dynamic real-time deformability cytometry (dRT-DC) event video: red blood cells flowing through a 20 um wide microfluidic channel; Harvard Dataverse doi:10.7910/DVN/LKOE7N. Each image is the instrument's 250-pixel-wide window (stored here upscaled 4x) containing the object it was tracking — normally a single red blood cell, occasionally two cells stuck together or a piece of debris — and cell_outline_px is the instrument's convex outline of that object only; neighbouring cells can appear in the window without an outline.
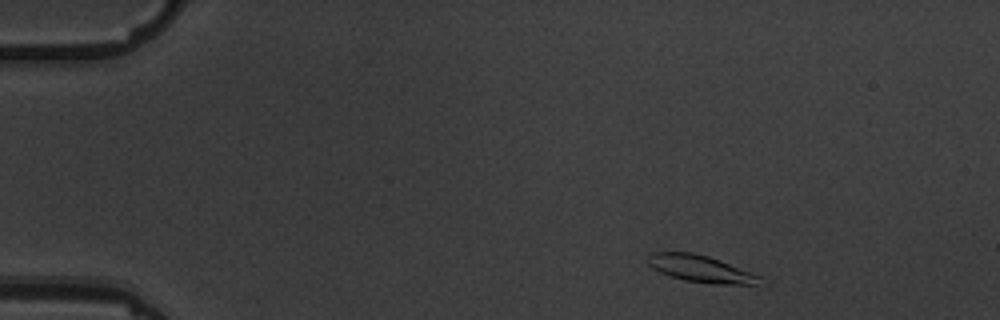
{"species": "common noctule bat (a hibernating species)", "species_latin": "Nyctalus noctula", "temperature_condition": "warm", "stored_images_in_passage": 7, "camera_frame_rate_fps": 3000, "um_per_image_px": 0.085, "animal": {"sex": "male", "body_mass_g": 19.5, "forearm_length_mm": 54.6}, "frame": {"image": 1, "passage_image": 2, "time_ms": 1.0, "image_size_px": [1000, 320], "cell_outline_px": [[764, 276], [756, 284], [712, 284], [684, 280], [660, 272], [652, 268], [648, 264], [648, 256], [652, 252], [692, 252], [708, 256], [720, 260]], "centroid_in_image_um": [59.57, 22.84], "position_along_channel_um": 25.4, "area_um2": 17.57}}
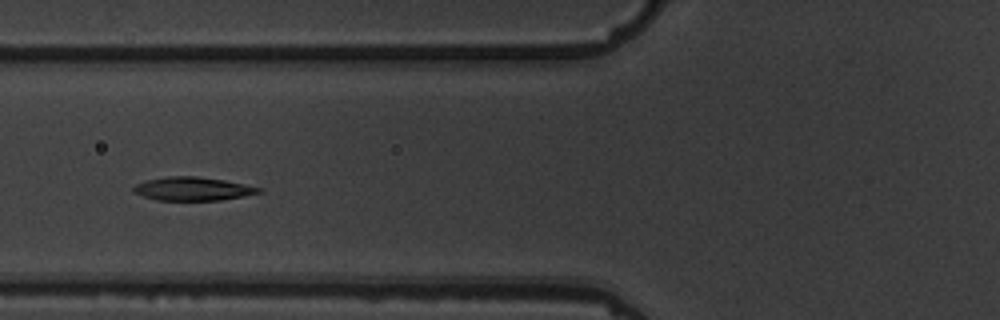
{"frame": {"image": 2, "passage_image": 6, "time_ms": 5.667, "image_size_px": [1000, 320], "cell_outline_px": [[264, 192], [244, 196], [220, 200], [156, 200], [132, 192], [132, 188], [136, 184], [148, 180], [168, 176], [196, 176], [224, 180], [264, 188]], "centroid_in_image_um": [16.42, 16.05], "position_along_channel_um": 109.4, "area_um2": 17.17}}
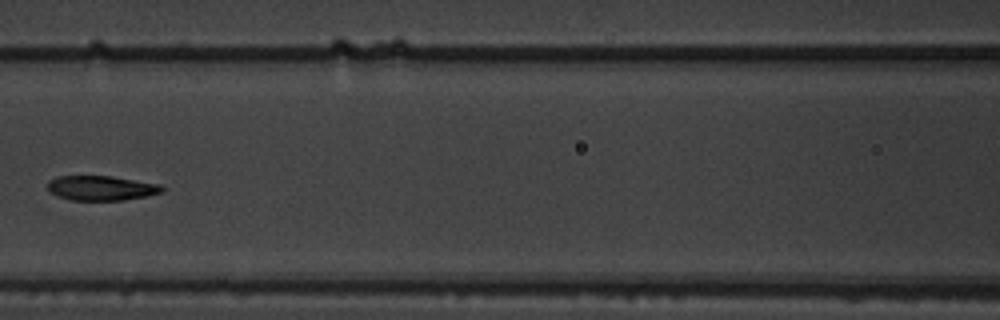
{"frame": {"image": 3, "passage_image": 7, "time_ms": 7.0, "image_size_px": [1000, 320], "cell_outline_px": [[164, 192], [148, 196], [124, 200], [72, 200], [48, 192], [48, 180], [56, 176], [112, 176], [160, 184], [164, 188]], "centroid_in_image_um": [8.63, 15.98], "position_along_channel_um": 158.0, "area_um2": 16.59}}